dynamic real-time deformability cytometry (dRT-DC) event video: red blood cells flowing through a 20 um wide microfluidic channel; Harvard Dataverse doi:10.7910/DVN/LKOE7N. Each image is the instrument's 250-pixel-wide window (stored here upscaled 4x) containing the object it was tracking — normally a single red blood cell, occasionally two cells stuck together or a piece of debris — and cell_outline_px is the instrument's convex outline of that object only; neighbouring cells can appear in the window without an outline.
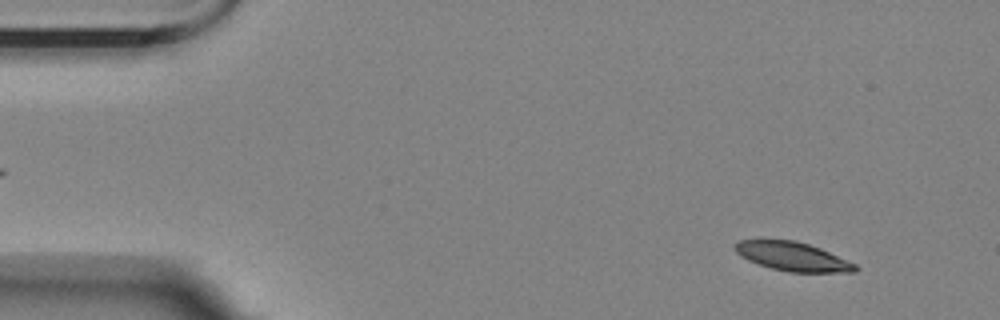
{"species": "Egyptian fruit bat (a non-hibernating species)", "species_latin": "Rousettus aegyptiacus", "temperature_condition": "room temperature", "stored_images_in_passage": 53, "camera_frame_rate_fps": 3000, "um_per_image_px": 0.085, "animal": {"sex": "female"}, "frame": {"image": 1, "passage_image": 2, "time_ms": 0.333, "image_size_px": [1000, 320], "cell_outline_px": [[860, 268], [856, 272], [788, 272], [772, 268], [748, 260], [740, 256], [732, 248], [732, 244], [740, 240], [756, 236], [760, 236], [796, 240], [820, 248], [856, 264]], "centroid_in_image_um": [67.26, 21.74], "position_along_channel_um": 17.7, "area_um2": 21.1}}
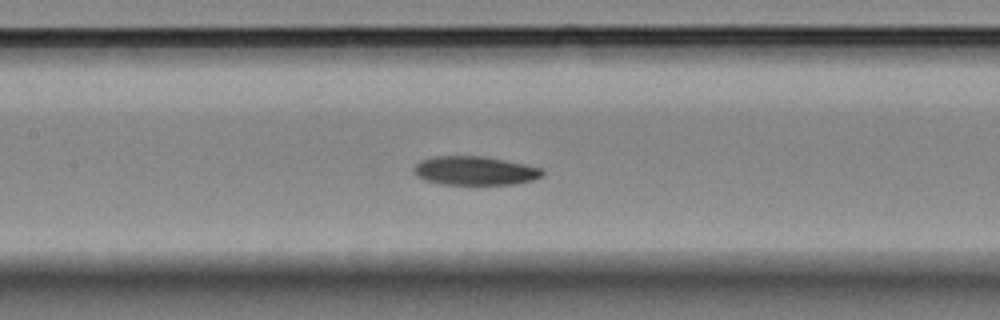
{"frame": {"image": 2, "passage_image": 23, "time_ms": 7.333, "image_size_px": [1000, 320], "cell_outline_px": [[544, 176], [532, 180], [516, 184], [444, 184], [424, 180], [416, 176], [412, 168], [420, 160], [432, 156], [484, 156], [544, 168]], "centroid_in_image_um": [40.36, 14.5], "position_along_channel_um": 167.0, "area_um2": 21.73}}
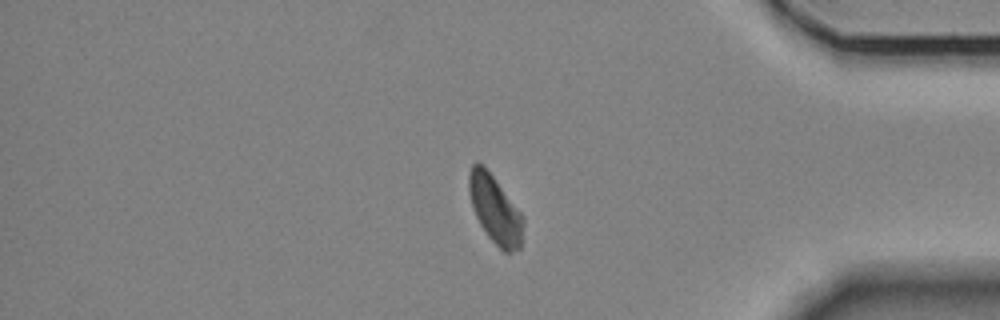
{"frame": {"image": 3, "passage_image": 45, "time_ms": 14.667, "image_size_px": [1000, 320], "cell_outline_px": [[524, 224], [520, 248], [512, 252], [504, 252], [488, 236], [480, 224], [476, 216], [468, 192], [468, 176], [472, 164], [476, 160], [492, 176], [524, 216]], "centroid_in_image_um": [42.08, 17.82], "position_along_channel_um": 393.1, "area_um2": 21.15}, "authors_computed_cell_mechanics": {"area_um2": 21.964, "velocity_mm_per_s": 3.4383, "shape_relaxation_time_tau1_ms": 5.5409, "shape_relaxation_time_tau2_ms": null, "deformation_change_tau1": 0.1374, "deformation_change_tau2": null}}